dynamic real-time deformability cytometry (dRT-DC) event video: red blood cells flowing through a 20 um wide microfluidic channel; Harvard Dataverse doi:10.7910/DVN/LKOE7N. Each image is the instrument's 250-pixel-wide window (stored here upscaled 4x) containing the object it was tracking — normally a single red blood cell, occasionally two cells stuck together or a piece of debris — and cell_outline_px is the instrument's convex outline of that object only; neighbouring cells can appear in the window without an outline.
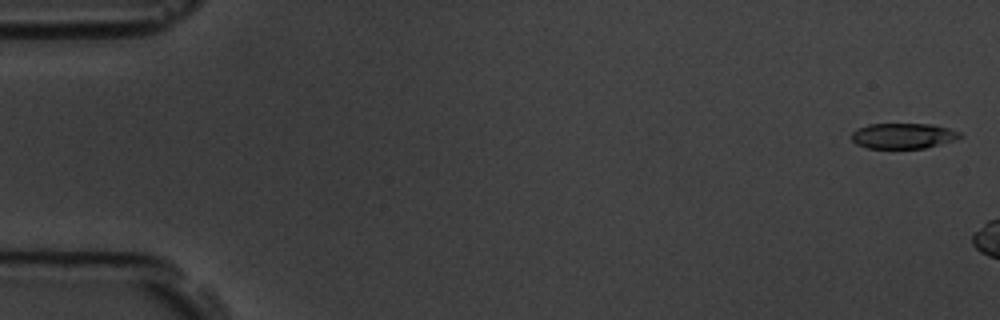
{"species": "common noctule bat (a hibernating species)", "species_latin": "Nyctalus noctula", "temperature_condition": "room temperature", "stored_images_in_passage": 7, "camera_frame_rate_fps": 3000, "um_per_image_px": 0.085, "animal": {"sex": "male", "body_mass_g": 19.5, "forearm_length_mm": 54.6}, "frame": {"image": 1, "passage_image": 2, "time_ms": 0.333, "image_size_px": [1000, 320], "cell_outline_px": [[964, 136], [940, 144], [924, 148], [868, 148], [856, 144], [852, 140], [852, 132], [868, 124], [932, 124], [948, 128], [960, 132]], "centroid_in_image_um": [76.77, 11.54], "position_along_channel_um": 8.2, "area_um2": 15.95}}